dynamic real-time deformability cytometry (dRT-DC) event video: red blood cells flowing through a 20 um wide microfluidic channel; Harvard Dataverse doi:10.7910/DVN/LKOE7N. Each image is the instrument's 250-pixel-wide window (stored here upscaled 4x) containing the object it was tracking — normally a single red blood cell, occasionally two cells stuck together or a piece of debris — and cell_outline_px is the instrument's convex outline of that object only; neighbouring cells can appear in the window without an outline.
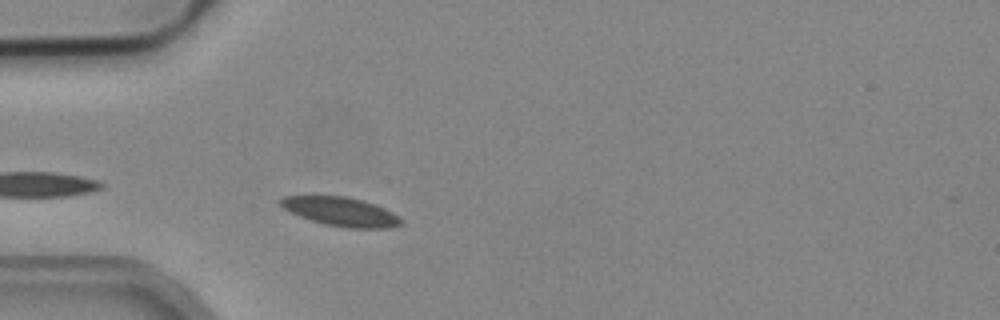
{"species": "common noctule bat (a hibernating species)", "species_latin": "Nyctalus noctula", "temperature_condition": "cold", "stored_images_in_passage": 8, "camera_frame_rate_fps": 3000, "um_per_image_px": 0.085, "animal": {"sex": "male", "body_mass_g": 19.2, "forearm_length_mm": 51.8}, "frame": {"image": 1, "passage_image": 3, "time_ms": 0.667, "image_size_px": [1000, 320], "cell_outline_px": [[404, 224], [392, 228], [348, 228], [324, 224], [300, 216], [284, 208], [280, 204], [280, 200], [284, 196], [348, 196], [364, 200], [392, 212], [404, 220]], "centroid_in_image_um": [29.04, 17.99], "position_along_channel_um": 56.0, "area_um2": 20.23}}